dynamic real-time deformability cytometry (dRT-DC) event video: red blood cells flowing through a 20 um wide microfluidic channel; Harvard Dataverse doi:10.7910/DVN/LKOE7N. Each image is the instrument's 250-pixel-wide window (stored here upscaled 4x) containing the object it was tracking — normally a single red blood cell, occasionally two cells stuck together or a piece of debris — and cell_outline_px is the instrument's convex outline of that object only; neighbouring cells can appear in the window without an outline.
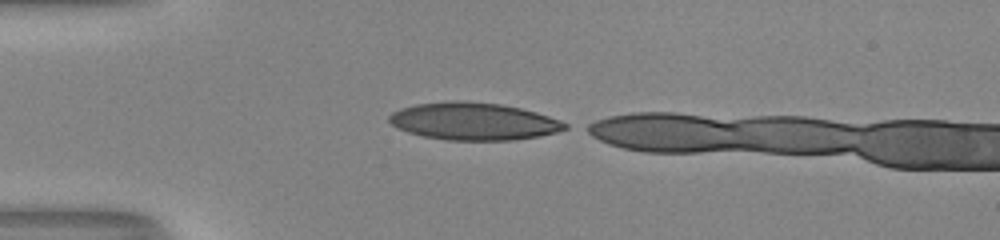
{"species": "human", "species_latin": "Homo sapiens", "temperature_condition": "room temperature", "stored_images_in_passage": 8, "camera_frame_rate_fps": 3000, "um_per_image_px": 0.085, "donor": {"sex": "male"}, "frame": {"image": 1, "passage_image": 1, "time_ms": 0.0, "image_size_px": [1000, 240], "cell_outline_px": [[568, 128], [556, 132], [540, 136], [512, 140], [448, 140], [424, 136], [408, 132], [396, 128], [388, 120], [388, 116], [392, 112], [400, 108], [416, 104], [452, 100], [460, 100], [500, 104], [520, 108], [536, 112], [560, 120], [568, 124]], "centroid_in_image_um": [40.24, 10.31], "position_along_channel_um": 44.8, "area_um2": 38.38}}